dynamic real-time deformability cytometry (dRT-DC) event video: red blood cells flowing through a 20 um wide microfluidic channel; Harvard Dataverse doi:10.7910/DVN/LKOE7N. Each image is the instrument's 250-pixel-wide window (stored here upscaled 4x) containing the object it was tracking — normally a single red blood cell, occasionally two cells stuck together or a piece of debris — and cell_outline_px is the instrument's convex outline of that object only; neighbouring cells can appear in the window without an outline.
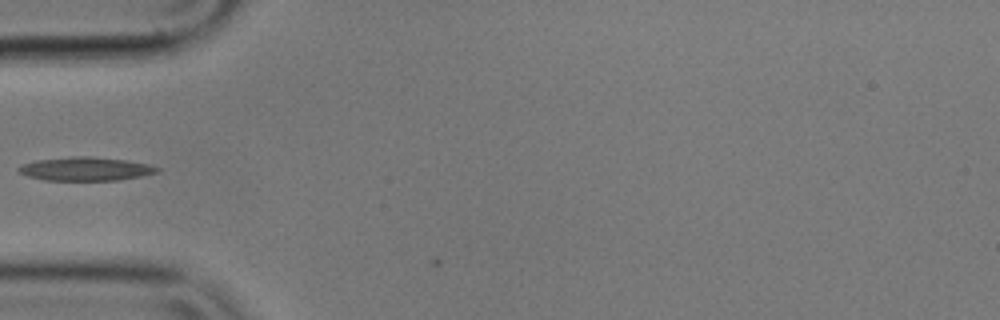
{"species": "common noctule bat (a hibernating species)", "species_latin": "Nyctalus noctula", "temperature_condition": "cold", "stored_images_in_passage": 3, "camera_frame_rate_fps": 3000, "um_per_image_px": 0.085, "animal": {"sex": "male", "body_mass_g": 17.9}, "frame": {"image": 1, "passage_image": 1, "time_ms": 0.0, "image_size_px": [1000, 320], "cell_outline_px": [[160, 172], [140, 176], [116, 180], [44, 180], [28, 176], [20, 172], [16, 168], [20, 164], [36, 160], [72, 156], [92, 156], [124, 160], [148, 164], [160, 168]], "centroid_in_image_um": [7.25, 14.35], "position_along_channel_um": 77.8, "area_um2": 19.02}}